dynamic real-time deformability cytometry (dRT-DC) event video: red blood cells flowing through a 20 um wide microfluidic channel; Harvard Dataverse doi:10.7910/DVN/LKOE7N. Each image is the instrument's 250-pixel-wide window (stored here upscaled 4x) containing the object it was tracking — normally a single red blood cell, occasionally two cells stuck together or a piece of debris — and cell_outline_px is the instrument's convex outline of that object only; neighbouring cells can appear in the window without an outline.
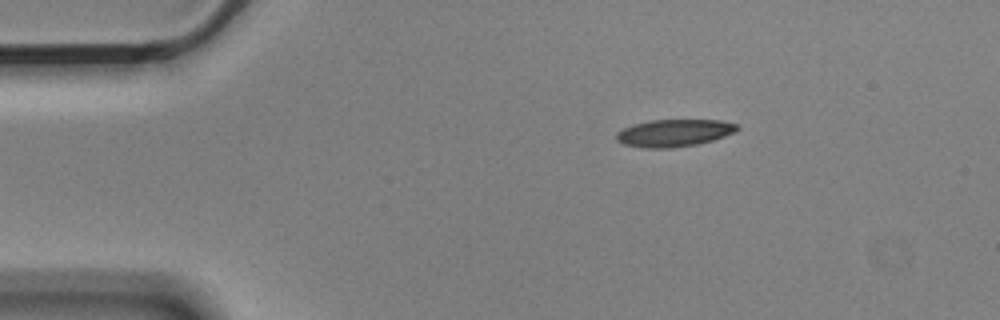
{"species": "Egyptian fruit bat (a non-hibernating species)", "species_latin": "Rousettus aegyptiacus", "temperature_condition": "cold", "stored_images_in_passage": 3, "camera_frame_rate_fps": 3000, "um_per_image_px": 0.085, "animal": {"sex": "male"}, "frame": {"image": 1, "passage_image": 1, "time_ms": 0.0, "image_size_px": [1000, 320], "cell_outline_px": [[740, 128], [736, 132], [712, 140], [696, 144], [672, 148], [644, 148], [624, 144], [616, 140], [616, 132], [632, 124], [652, 120], [720, 120], [736, 124]], "centroid_in_image_um": [57.28, 11.3], "position_along_channel_um": 27.7, "area_um2": 19.19}}
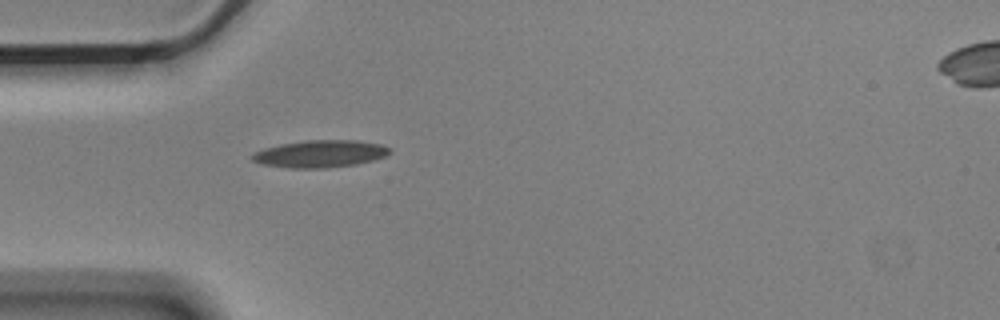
{"frame": {"image": 2, "passage_image": 3, "time_ms": 0.667, "image_size_px": [1000, 320], "cell_outline_px": [[388, 152], [384, 156], [372, 160], [356, 164], [328, 168], [288, 168], [260, 164], [252, 160], [252, 152], [264, 148], [280, 144], [308, 140], [356, 140], [380, 144], [388, 148]], "centroid_in_image_um": [27.14, 13.08], "position_along_channel_um": 57.9, "area_um2": 21.73}}